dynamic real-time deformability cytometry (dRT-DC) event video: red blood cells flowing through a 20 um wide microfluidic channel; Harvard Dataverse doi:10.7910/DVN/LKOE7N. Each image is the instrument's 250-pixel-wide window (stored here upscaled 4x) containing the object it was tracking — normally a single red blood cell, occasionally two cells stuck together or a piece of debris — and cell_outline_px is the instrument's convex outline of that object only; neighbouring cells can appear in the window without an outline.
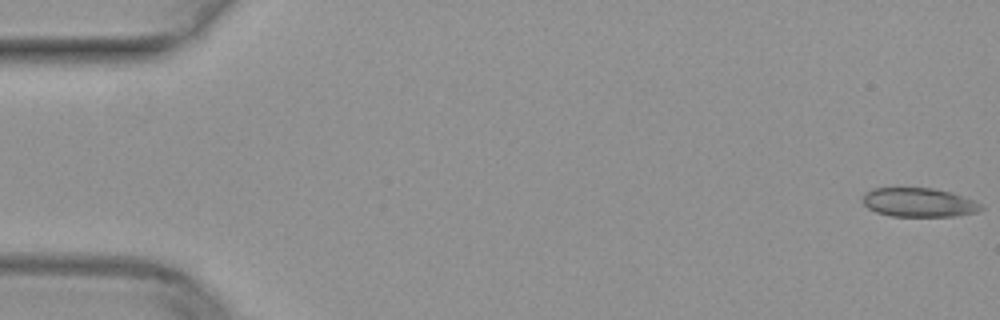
{"species": "common noctule bat (a hibernating species)", "species_latin": "Nyctalus noctula", "temperature_condition": "warm", "stored_images_in_passage": 51, "camera_frame_rate_fps": 3000, "um_per_image_px": 0.085, "animal": {"sex": "female", "body_mass_g": 29.2, "forearm_length_mm": 56.3}, "frame": {"image": 1, "passage_image": 1, "time_ms": 0.0, "image_size_px": [1000, 320], "cell_outline_px": [[984, 208], [976, 212], [952, 216], [888, 216], [876, 212], [868, 208], [860, 200], [864, 192], [872, 188], [896, 184], [932, 188], [952, 192], [976, 200]], "centroid_in_image_um": [78.0, 17.14], "position_along_channel_um": 7.0, "area_um2": 21.1}}
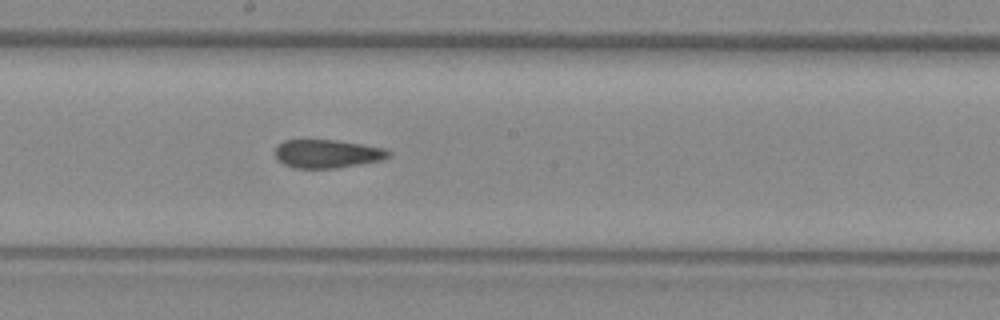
{"frame": {"image": 2, "passage_image": 28, "time_ms": 9.0, "image_size_px": [1000, 320], "cell_outline_px": [[392, 156], [380, 160], [360, 164], [336, 168], [292, 168], [276, 160], [276, 144], [284, 140], [336, 140], [384, 148], [392, 152]], "centroid_in_image_um": [27.8, 13.07], "position_along_channel_um": 220.4, "area_um2": 18.84}}
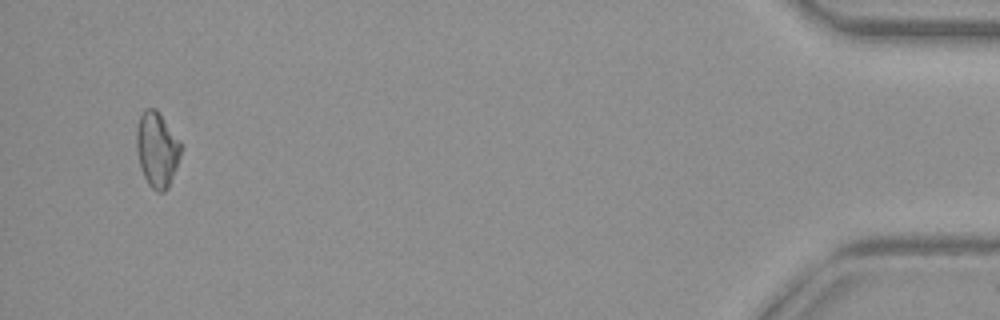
{"frame": {"image": 3, "passage_image": 49, "time_ms": 16.0, "image_size_px": [1000, 320], "cell_outline_px": [[180, 156], [176, 168], [168, 188], [164, 192], [156, 192], [148, 184], [140, 168], [136, 152], [136, 128], [140, 116], [144, 108], [156, 108], [160, 112], [180, 140]], "centroid_in_image_um": [13.33, 12.69], "position_along_channel_um": 421.9, "area_um2": 19.71}}